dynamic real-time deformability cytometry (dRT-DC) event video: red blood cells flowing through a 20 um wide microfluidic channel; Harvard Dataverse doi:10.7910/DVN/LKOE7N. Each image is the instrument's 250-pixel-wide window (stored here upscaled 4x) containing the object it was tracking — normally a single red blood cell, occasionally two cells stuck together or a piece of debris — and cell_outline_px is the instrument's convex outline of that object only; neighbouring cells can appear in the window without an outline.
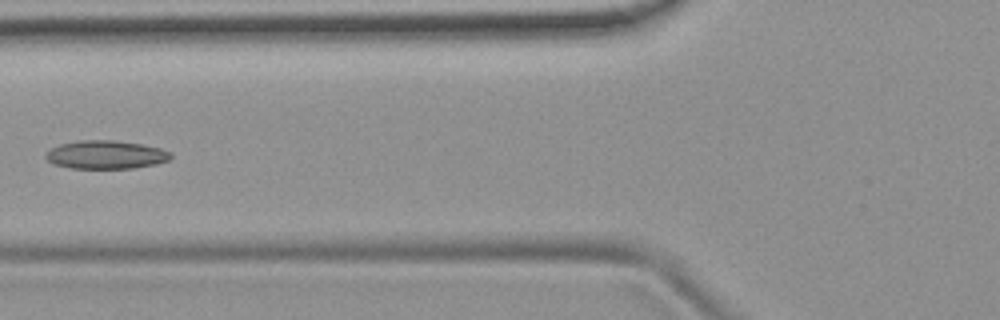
{"species": "common noctule bat (a hibernating species)", "species_latin": "Nyctalus noctula", "temperature_condition": "room temperature", "stored_images_in_passage": 7, "camera_frame_rate_fps": 3000, "um_per_image_px": 0.085, "animal": {"sex": "female", "body_mass_g": 19.9}, "frame": {"image": 1, "passage_image": 6, "time_ms": 1.667, "image_size_px": [1000, 320], "cell_outline_px": [[172, 156], [168, 160], [156, 164], [132, 168], [72, 168], [52, 164], [44, 156], [52, 148], [60, 144], [80, 140], [112, 140], [140, 144], [160, 148], [172, 152]], "centroid_in_image_um": [9.0, 13.15], "position_along_channel_um": 116.8, "area_um2": 20.52}}
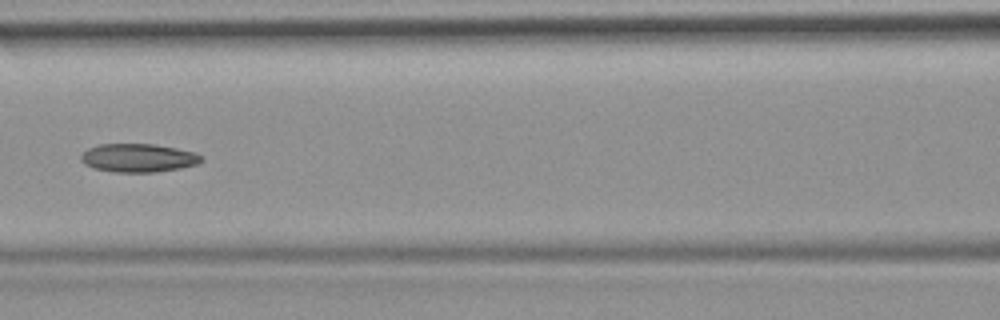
{"frame": {"image": 2, "passage_image": 7, "time_ms": 2.0, "image_size_px": [1000, 320], "cell_outline_px": [[204, 160], [196, 164], [180, 168], [156, 172], [112, 172], [92, 168], [84, 164], [80, 160], [80, 156], [88, 148], [100, 144], [152, 144], [176, 148], [196, 152], [204, 156]], "centroid_in_image_um": [11.76, 13.42], "position_along_channel_um": 154.8, "area_um2": 20.11}}